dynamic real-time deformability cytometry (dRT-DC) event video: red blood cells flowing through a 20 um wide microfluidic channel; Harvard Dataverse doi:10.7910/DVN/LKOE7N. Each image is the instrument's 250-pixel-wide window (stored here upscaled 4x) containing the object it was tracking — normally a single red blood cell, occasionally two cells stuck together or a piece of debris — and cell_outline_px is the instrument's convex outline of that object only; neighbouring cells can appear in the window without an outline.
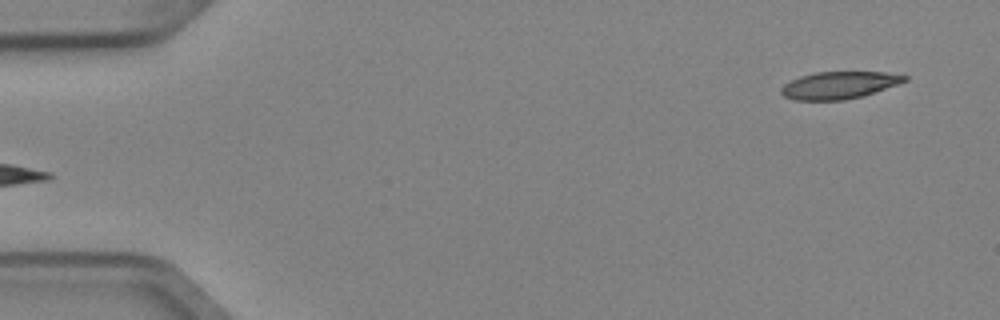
{"species": "Egyptian fruit bat (a non-hibernating species)", "species_latin": "Rousettus aegyptiacus", "temperature_condition": "cold", "stored_images_in_passage": 5, "segment_of_instrument_passage": [2, 2], "camera_frame_rate_fps": 3000, "um_per_image_px": 0.085, "animal": {"sex": "female"}, "frame": {"image": 1, "passage_image": 5, "time_ms": 1.333, "image_size_px": [1000, 320], "cell_outline_px": [[908, 80], [864, 96], [844, 100], [796, 100], [784, 96], [780, 92], [780, 88], [784, 84], [800, 76], [816, 72], [884, 72], [908, 76]], "centroid_in_image_um": [71.31, 7.24], "position_along_channel_um": 13.7, "area_um2": 19.54}}